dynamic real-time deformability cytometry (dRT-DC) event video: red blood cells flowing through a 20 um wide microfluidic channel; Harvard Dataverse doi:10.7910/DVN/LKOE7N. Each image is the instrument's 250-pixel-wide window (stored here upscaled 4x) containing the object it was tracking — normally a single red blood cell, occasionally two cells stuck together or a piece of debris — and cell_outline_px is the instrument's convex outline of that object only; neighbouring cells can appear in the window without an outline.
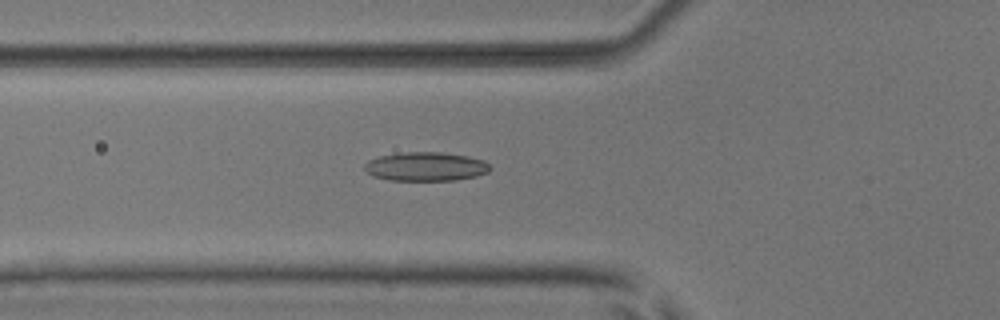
{"species": "common noctule bat (a hibernating species)", "species_latin": "Nyctalus noctula", "temperature_condition": "room temperature", "stored_images_in_passage": 53, "camera_frame_rate_fps": 3000, "um_per_image_px": 0.085, "animal": {"sex": "male", "body_mass_g": 17.9, "forearm_length_mm": 54.2}, "frame": {"image": 1, "passage_image": 20, "time_ms": 6.333, "image_size_px": [1000, 320], "cell_outline_px": [[492, 168], [488, 172], [476, 176], [456, 180], [388, 180], [372, 176], [364, 168], [364, 164], [368, 160], [380, 156], [404, 152], [440, 152], [468, 156], [484, 160]], "centroid_in_image_um": [36.19, 14.16], "position_along_channel_um": 89.6, "area_um2": 21.15}}
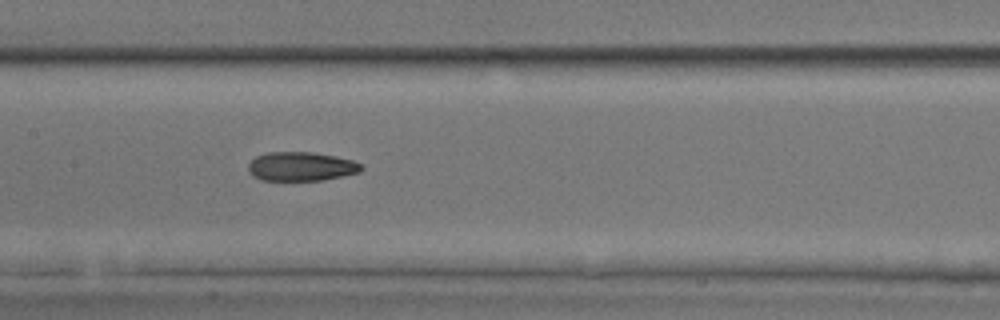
{"frame": {"image": 2, "passage_image": 27, "time_ms": 8.667, "image_size_px": [1000, 320], "cell_outline_px": [[364, 168], [360, 172], [324, 180], [264, 180], [252, 176], [248, 172], [248, 164], [256, 156], [268, 152], [312, 152], [336, 156], [352, 160], [364, 164]], "centroid_in_image_um": [25.62, 14.14], "position_along_channel_um": 181.8, "area_um2": 19.25}}
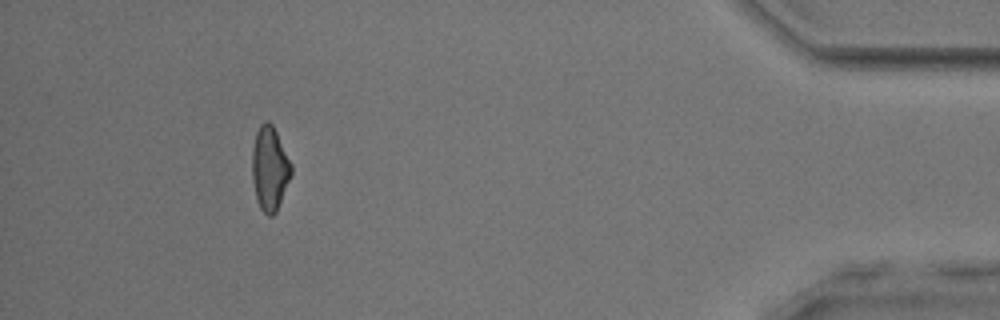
{"frame": {"image": 3, "passage_image": 49, "time_ms": 16.0, "image_size_px": [1000, 320], "cell_outline_px": [[292, 172], [276, 212], [272, 216], [268, 216], [260, 208], [256, 196], [252, 180], [252, 148], [256, 132], [260, 124], [264, 120], [268, 120], [272, 124], [292, 164]], "centroid_in_image_um": [22.91, 14.3], "position_along_channel_um": 412.3, "area_um2": 19.07}, "authors_computed_cell_mechanics": {"area_um2": 19.652, "velocity_mm_per_s": 3.9405, "shape_relaxation_time_tau1_ms": 9.9836, "shape_relaxation_time_tau2_ms": 4.9921, "deformation_change_tau1": 0.2059, "deformation_change_tau2": 0.1433}}